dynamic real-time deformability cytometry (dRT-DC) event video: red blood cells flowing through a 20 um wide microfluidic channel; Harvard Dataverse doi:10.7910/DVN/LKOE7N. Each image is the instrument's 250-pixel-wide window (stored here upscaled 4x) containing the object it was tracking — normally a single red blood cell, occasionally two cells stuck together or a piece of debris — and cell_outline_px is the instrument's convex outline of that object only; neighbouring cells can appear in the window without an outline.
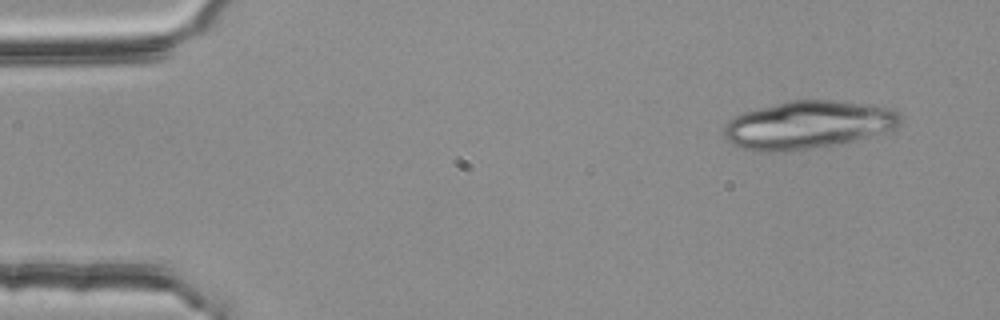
{"species": "common noctule bat (a hibernating species)", "species_latin": "Nyctalus noctula", "temperature_condition": "room temperature", "stored_images_in_passage": 4, "camera_frame_rate_fps": 3000, "um_per_image_px": 0.085, "animal": {"sex": "female", "body_mass_g": 25.1}, "frame": {"image": 1, "passage_image": 1, "time_ms": 0.0, "image_size_px": [1000, 320], "cell_outline_px": [[904, 120], [900, 124], [892, 128], [856, 140], [840, 144], [812, 148], [780, 152], [760, 152], [744, 148], [732, 144], [724, 140], [724, 128], [728, 120], [744, 112], [792, 100], [832, 100], [864, 104], [892, 108]], "centroid_in_image_um": [68.64, 10.62], "position_along_channel_um": 16.4, "area_um2": 48.9}}